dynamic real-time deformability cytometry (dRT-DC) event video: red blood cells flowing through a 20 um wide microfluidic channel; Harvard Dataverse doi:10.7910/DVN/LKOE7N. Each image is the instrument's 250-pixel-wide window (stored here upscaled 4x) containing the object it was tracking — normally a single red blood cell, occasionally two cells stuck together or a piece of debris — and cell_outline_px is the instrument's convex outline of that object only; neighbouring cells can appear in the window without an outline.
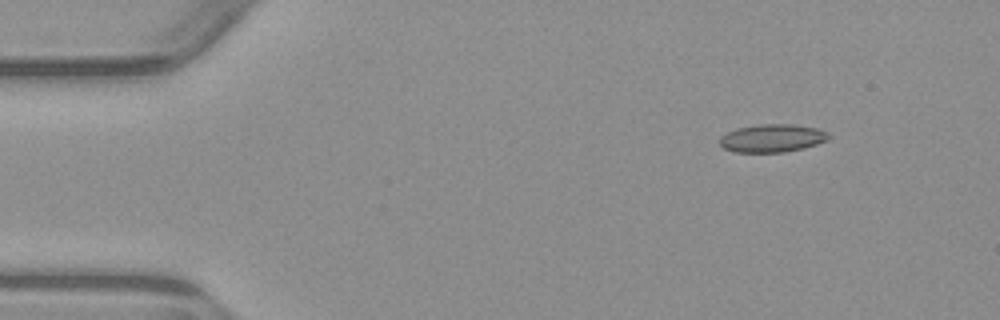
{"species": "common noctule bat (a hibernating species)", "species_latin": "Nyctalus noctula", "temperature_condition": "warm", "stored_images_in_passage": 5, "camera_frame_rate_fps": 3000, "um_per_image_px": 0.085, "animal": {"sex": "male", "body_mass_g": 23.1, "forearm_length_mm": 52.7}, "frame": {"image": 1, "passage_image": 1, "time_ms": 0.0, "image_size_px": [1000, 320], "cell_outline_px": [[832, 136], [828, 140], [804, 148], [784, 152], [736, 152], [724, 148], [720, 144], [720, 136], [736, 128], [760, 124], [792, 124], [816, 128], [828, 132]], "centroid_in_image_um": [65.66, 11.74], "position_along_channel_um": 19.3, "area_um2": 17.8}}
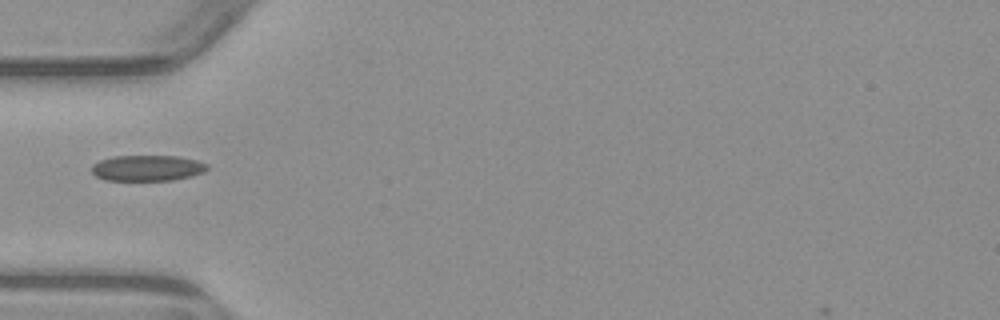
{"frame": {"image": 2, "passage_image": 4, "time_ms": 3.667, "image_size_px": [1000, 320], "cell_outline_px": [[208, 168], [204, 172], [192, 176], [172, 180], [108, 180], [96, 176], [92, 172], [92, 164], [100, 160], [112, 156], [180, 156], [196, 160], [208, 164]], "centroid_in_image_um": [12.54, 14.27], "position_along_channel_um": 72.5, "area_um2": 17.4}}
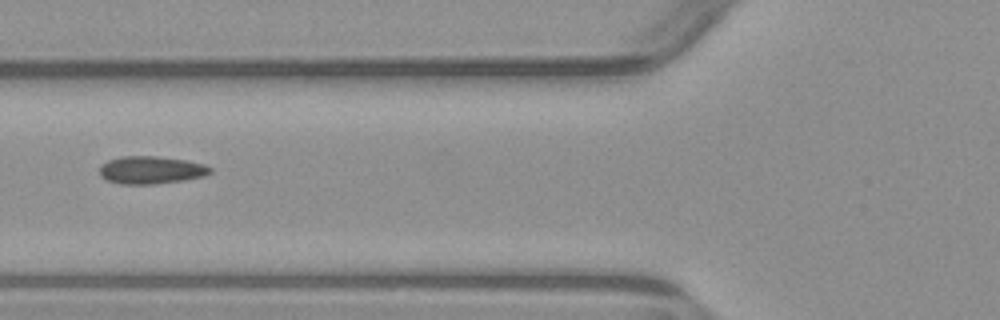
{"frame": {"image": 3, "passage_image": 5, "time_ms": 4.667, "image_size_px": [1000, 320], "cell_outline_px": [[212, 172], [204, 176], [184, 180], [152, 184], [120, 184], [108, 180], [100, 176], [100, 164], [108, 160], [120, 156], [156, 156], [184, 160], [204, 164], [212, 168]], "centroid_in_image_um": [12.82, 14.45], "position_along_channel_um": 113.0, "area_um2": 17.86}}